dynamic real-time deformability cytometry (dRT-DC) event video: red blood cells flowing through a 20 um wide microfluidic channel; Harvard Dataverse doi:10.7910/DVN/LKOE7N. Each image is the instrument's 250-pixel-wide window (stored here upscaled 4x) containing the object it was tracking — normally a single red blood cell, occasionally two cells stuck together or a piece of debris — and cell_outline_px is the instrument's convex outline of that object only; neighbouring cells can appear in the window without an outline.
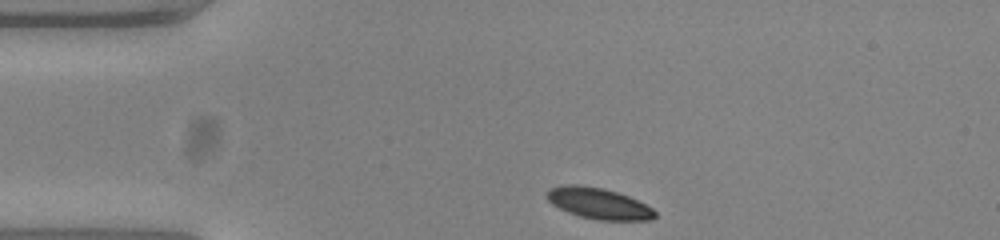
{"species": "common noctule bat (a hibernating species)", "species_latin": "Nyctalus noctula", "temperature_condition": "warm", "stored_images_in_passage": 34, "camera_frame_rate_fps": 3000, "um_per_image_px": 0.085, "animal": {"sex": "female", "body_mass_g": 23.0, "forearm_length_mm": 53.4}, "frame": {"image": 1, "passage_image": 1, "time_ms": 0.0, "image_size_px": [1000, 240], "cell_outline_px": [[656, 216], [652, 220], [600, 220], [580, 216], [568, 212], [552, 204], [548, 200], [548, 192], [552, 188], [564, 184], [576, 184], [604, 188], [628, 196], [652, 208], [656, 212]], "centroid_in_image_um": [50.9, 17.29], "position_along_channel_um": 34.1, "area_um2": 19.31}}
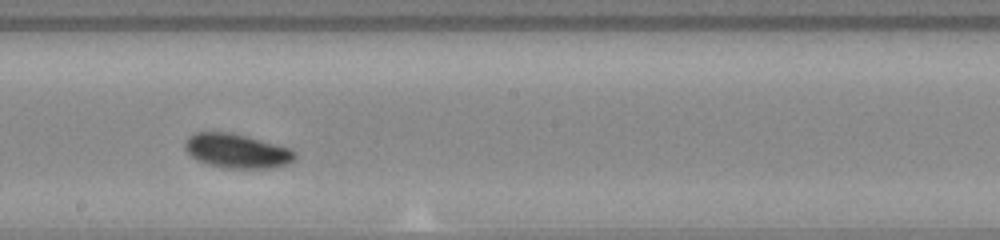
{"frame": {"image": 2, "passage_image": 20, "time_ms": 6.333, "image_size_px": [1000, 240], "cell_outline_px": [[296, 156], [288, 164], [272, 168], [224, 168], [208, 164], [192, 156], [184, 148], [184, 144], [188, 136], [196, 132], [228, 132], [292, 148], [296, 152]], "centroid_in_image_um": [20.15, 12.83], "position_along_channel_um": 228.1, "area_um2": 21.79}}
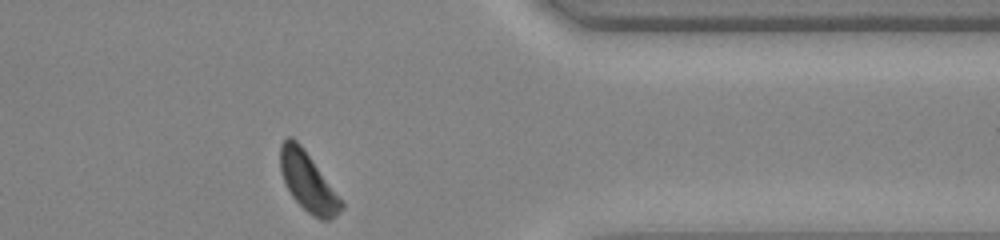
{"frame": {"image": 3, "passage_image": 34, "time_ms": 11.0, "image_size_px": [1000, 240], "cell_outline_px": [[344, 208], [336, 216], [328, 220], [320, 220], [312, 216], [292, 196], [284, 180], [280, 168], [280, 144], [288, 136], [292, 136], [300, 144], [312, 160], [344, 204]], "centroid_in_image_um": [26.16, 15.46], "position_along_channel_um": 385.2, "area_um2": 20.46}, "authors_computed_cell_mechanics": {"area_um2": 20.8658, "velocity_mm_per_s": 3.7256, "shape_relaxation_time_tau1_ms": 3.0018, "shape_relaxation_time_tau2_ms": null, "deformation_change_tau1": 0.1253, "deformation_change_tau2": null}}